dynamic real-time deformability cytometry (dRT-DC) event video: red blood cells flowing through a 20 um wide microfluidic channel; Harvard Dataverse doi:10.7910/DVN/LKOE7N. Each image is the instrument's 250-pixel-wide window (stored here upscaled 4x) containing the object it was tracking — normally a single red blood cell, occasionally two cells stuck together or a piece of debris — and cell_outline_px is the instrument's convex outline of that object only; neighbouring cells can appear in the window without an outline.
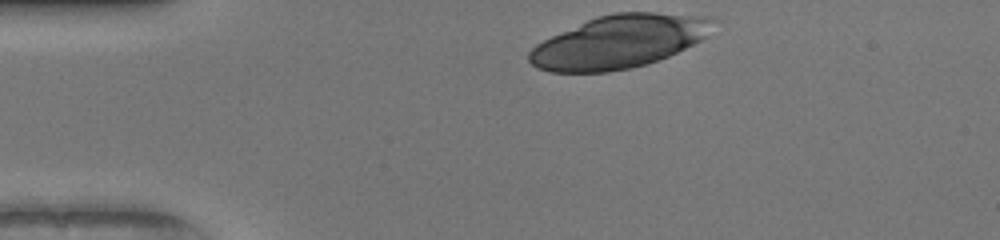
{"species": "human", "species_latin": "Homo sapiens", "temperature_condition": "warm", "stored_images_in_passage": 32, "camera_frame_rate_fps": 3000, "um_per_image_px": 0.085, "donor": {"sex": "female"}, "frame": {"image": 1, "passage_image": 1, "time_ms": 0.0, "image_size_px": [1000, 240], "cell_outline_px": [[720, 20], [708, 36], [668, 56], [644, 64], [628, 68], [608, 72], [552, 72], [536, 68], [528, 60], [528, 52], [536, 44], [552, 36], [596, 16], [612, 12], [656, 12], [708, 16]], "centroid_in_image_um": [52.66, 3.52], "position_along_channel_um": 32.3, "area_um2": 56.88}}